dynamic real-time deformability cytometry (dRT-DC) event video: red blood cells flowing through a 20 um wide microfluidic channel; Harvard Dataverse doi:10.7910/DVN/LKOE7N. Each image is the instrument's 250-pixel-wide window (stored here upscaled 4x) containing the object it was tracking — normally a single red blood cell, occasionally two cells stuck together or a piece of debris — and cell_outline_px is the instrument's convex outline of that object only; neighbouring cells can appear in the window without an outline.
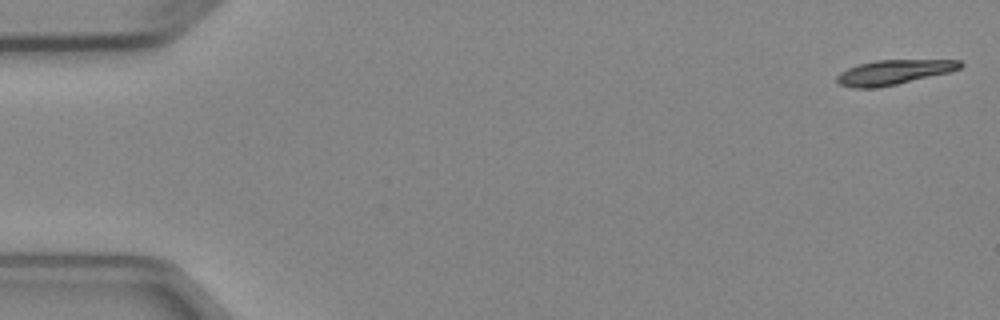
{"species": "Egyptian fruit bat (a non-hibernating species)", "species_latin": "Rousettus aegyptiacus", "temperature_condition": "cold", "stored_images_in_passage": 4, "camera_frame_rate_fps": 3000, "um_per_image_px": 0.085, "animal": {"sex": "female"}, "frame": {"image": 1, "passage_image": 1, "time_ms": 0.0, "image_size_px": [1000, 320], "cell_outline_px": [[964, 64], [960, 68], [948, 72], [896, 84], [876, 88], [852, 88], [836, 84], [836, 76], [840, 72], [848, 68], [860, 64], [876, 60], [960, 60]], "centroid_in_image_um": [75.91, 6.14], "position_along_channel_um": 9.1, "area_um2": 17.63}}
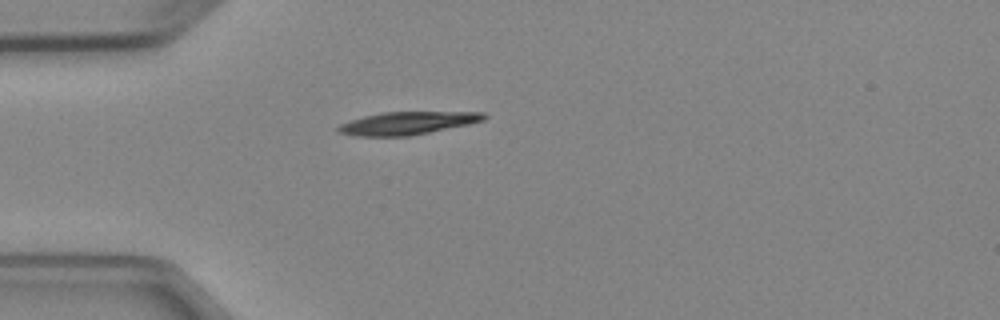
{"frame": {"image": 2, "passage_image": 4, "time_ms": 4.333, "image_size_px": [1000, 320], "cell_outline_px": [[488, 116], [484, 120], [468, 124], [408, 136], [356, 136], [340, 132], [336, 128], [340, 124], [364, 116], [384, 112], [484, 112]], "centroid_in_image_um": [34.64, 10.46], "position_along_channel_um": 50.4, "area_um2": 19.07}}